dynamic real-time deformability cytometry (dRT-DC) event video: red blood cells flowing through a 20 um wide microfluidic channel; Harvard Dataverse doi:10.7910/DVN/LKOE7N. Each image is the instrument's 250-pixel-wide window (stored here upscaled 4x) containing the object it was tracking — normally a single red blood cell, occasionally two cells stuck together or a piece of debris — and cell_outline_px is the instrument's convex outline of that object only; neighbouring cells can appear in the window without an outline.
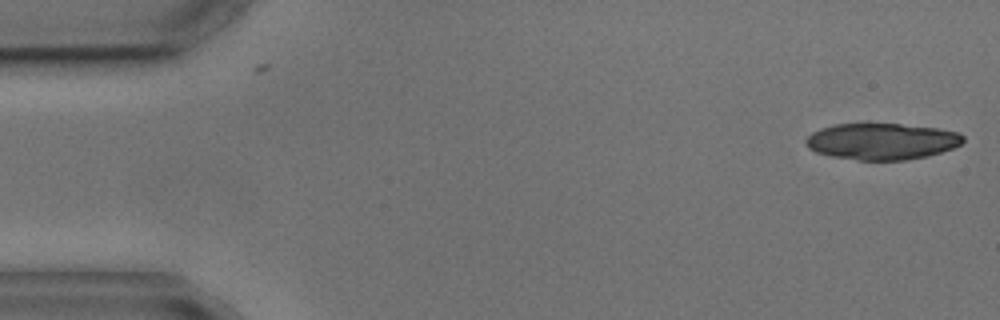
{"species": "common noctule bat (a hibernating species)", "species_latin": "Nyctalus noctula", "temperature_condition": "cold", "stored_images_in_passage": 5, "segment_of_instrument_passage": [1, 2], "camera_frame_rate_fps": 3000, "um_per_image_px": 0.085, "animal": {"sex": "male", "body_mass_g": 17.9, "forearm_length_mm": 54.2}, "frame": {"image": 1, "passage_image": 1, "time_ms": 0.0, "image_size_px": [1000, 320], "cell_outline_px": [[964, 140], [960, 144], [952, 148], [928, 156], [904, 160], [860, 160], [832, 156], [816, 152], [808, 148], [804, 144], [804, 140], [812, 132], [820, 128], [836, 124], [900, 124], [936, 128], [960, 132], [964, 136]], "centroid_in_image_um": [74.94, 12.01], "position_along_channel_um": 10.1, "area_um2": 33.35}}